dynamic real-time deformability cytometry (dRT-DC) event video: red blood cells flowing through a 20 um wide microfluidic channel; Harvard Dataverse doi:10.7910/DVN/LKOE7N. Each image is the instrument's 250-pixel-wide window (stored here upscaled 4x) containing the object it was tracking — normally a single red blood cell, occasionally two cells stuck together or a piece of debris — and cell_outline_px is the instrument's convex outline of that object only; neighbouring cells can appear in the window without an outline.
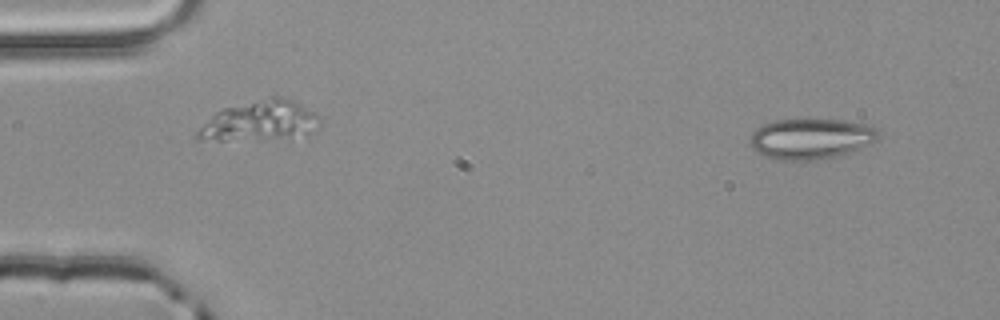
{"species": "common noctule bat (a hibernating species)", "species_latin": "Nyctalus noctula", "temperature_condition": "room temperature", "stored_images_in_passage": 2, "segment_of_instrument_passage": [2, 2], "camera_frame_rate_fps": 3000, "um_per_image_px": 0.085, "animal": {"sex": "male", "body_mass_g": 20.4}, "frame": {"image": 1, "passage_image": 2, "time_ms": 0.333, "image_size_px": [1000, 320], "cell_outline_px": [[880, 136], [872, 144], [836, 156], [812, 160], [776, 160], [756, 152], [752, 148], [752, 132], [756, 128], [764, 124], [776, 120], [840, 120], [868, 124], [876, 128]], "centroid_in_image_um": [68.95, 11.79], "position_along_channel_um": 16.1, "area_um2": 30.11}}